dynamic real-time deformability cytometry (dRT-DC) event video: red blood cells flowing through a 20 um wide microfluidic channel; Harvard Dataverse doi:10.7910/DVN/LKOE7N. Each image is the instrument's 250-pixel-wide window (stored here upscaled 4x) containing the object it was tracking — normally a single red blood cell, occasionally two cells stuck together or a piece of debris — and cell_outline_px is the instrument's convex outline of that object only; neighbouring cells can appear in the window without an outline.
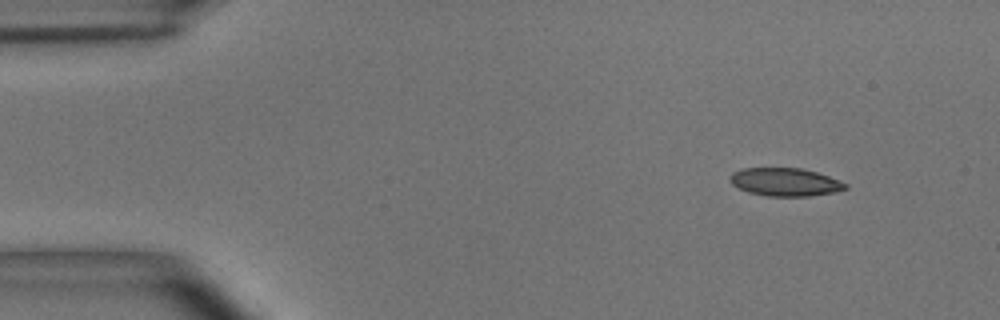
{"species": "common noctule bat (a hibernating species)", "species_latin": "Nyctalus noctula", "temperature_condition": "room temperature", "stored_images_in_passage": 49, "camera_frame_rate_fps": 3000, "um_per_image_px": 0.085, "animal": {"sex": "male", "body_mass_g": 15.6}, "frame": {"image": 1, "passage_image": 1, "time_ms": 0.0, "image_size_px": [1000, 320], "cell_outline_px": [[848, 188], [836, 192], [808, 196], [768, 196], [748, 192], [732, 184], [728, 180], [728, 176], [732, 172], [744, 168], [800, 168], [816, 172], [840, 180], [848, 184]], "centroid_in_image_um": [66.73, 15.47], "position_along_channel_um": 18.3, "area_um2": 18.96}}
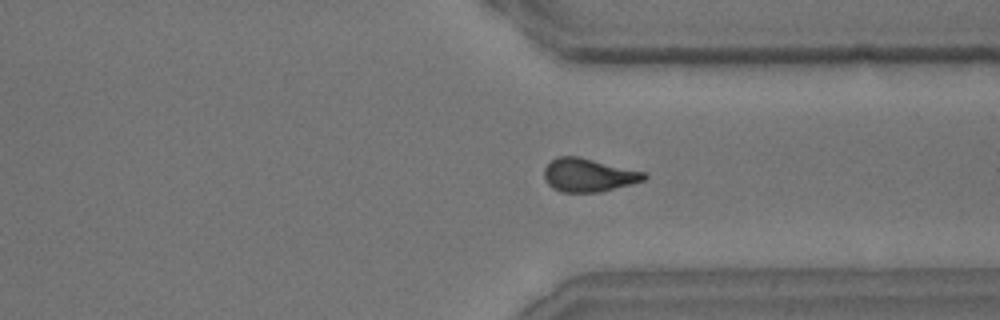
{"frame": {"image": 2, "passage_image": 36, "time_ms": 11.667, "image_size_px": [1000, 320], "cell_outline_px": [[648, 176], [644, 180], [632, 184], [600, 192], [564, 192], [552, 188], [548, 184], [544, 176], [544, 168], [556, 156], [580, 156], [644, 172]], "centroid_in_image_um": [50.01, 14.88], "position_along_channel_um": 361.4, "area_um2": 19.42}}
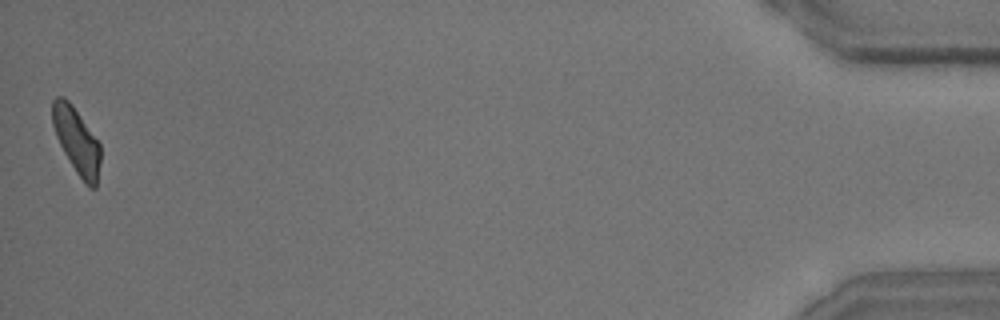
{"frame": {"image": 3, "passage_image": 49, "time_ms": 16.0, "image_size_px": [1000, 320], "cell_outline_px": [[100, 160], [96, 188], [88, 188], [84, 184], [76, 172], [64, 152], [56, 136], [52, 124], [52, 100], [56, 96], [64, 96], [72, 104], [100, 144]], "centroid_in_image_um": [6.5, 11.97], "position_along_channel_um": 428.7, "area_um2": 18.44}, "authors_computed_cell_mechanics": {"area_um2": 19.363, "velocity_mm_per_s": 3.6779, "shape_relaxation_time_tau1_ms": 4.7669, "shape_relaxation_time_tau2_ms": 2.138, "deformation_change_tau1": 0.1244, "deformation_change_tau2": 0.092}}